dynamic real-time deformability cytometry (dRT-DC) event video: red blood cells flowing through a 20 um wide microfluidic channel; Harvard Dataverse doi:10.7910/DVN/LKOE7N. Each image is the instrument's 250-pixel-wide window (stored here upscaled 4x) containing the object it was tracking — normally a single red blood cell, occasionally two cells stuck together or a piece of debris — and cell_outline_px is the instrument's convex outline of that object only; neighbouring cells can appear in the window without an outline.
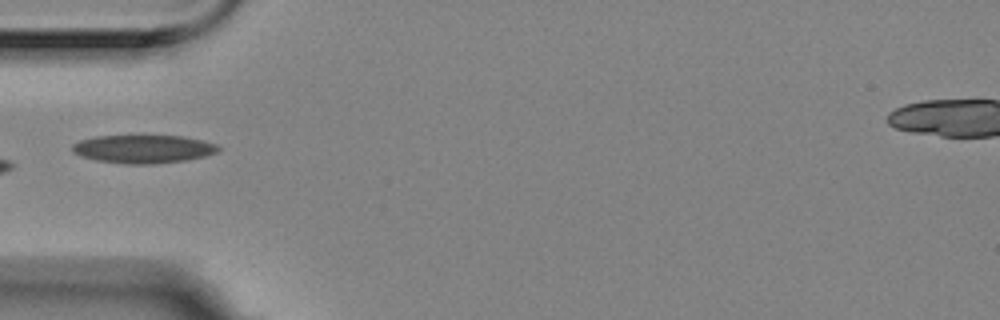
{"species": "Egyptian fruit bat (a non-hibernating species)", "species_latin": "Rousettus aegyptiacus", "temperature_condition": "room temperature", "stored_images_in_passage": 7, "segment_of_instrument_passage": [2, 2], "camera_frame_rate_fps": 3000, "um_per_image_px": 0.085, "animal": {"sex": "female"}, "frame": {"image": 1, "passage_image": 6, "time_ms": 1.667, "image_size_px": [1000, 320], "cell_outline_px": [[220, 148], [216, 152], [204, 156], [188, 160], [152, 164], [124, 164], [96, 160], [80, 156], [72, 152], [72, 144], [80, 140], [96, 136], [180, 136], [204, 140], [216, 144]], "centroid_in_image_um": [12.16, 12.67], "position_along_channel_um": 72.8, "area_um2": 24.04}}
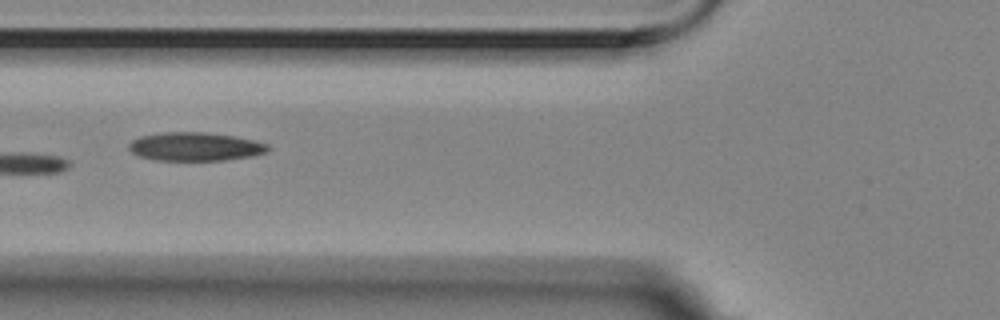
{"frame": {"image": 2, "passage_image": 7, "time_ms": 2.0, "image_size_px": [1000, 320], "cell_outline_px": [[272, 148], [268, 152], [252, 156], [224, 160], [156, 160], [140, 156], [132, 152], [128, 148], [128, 144], [132, 140], [140, 136], [164, 132], [204, 132], [232, 136], [256, 140], [268, 144]], "centroid_in_image_um": [16.62, 12.46], "position_along_channel_um": 109.2, "area_um2": 23.18}}